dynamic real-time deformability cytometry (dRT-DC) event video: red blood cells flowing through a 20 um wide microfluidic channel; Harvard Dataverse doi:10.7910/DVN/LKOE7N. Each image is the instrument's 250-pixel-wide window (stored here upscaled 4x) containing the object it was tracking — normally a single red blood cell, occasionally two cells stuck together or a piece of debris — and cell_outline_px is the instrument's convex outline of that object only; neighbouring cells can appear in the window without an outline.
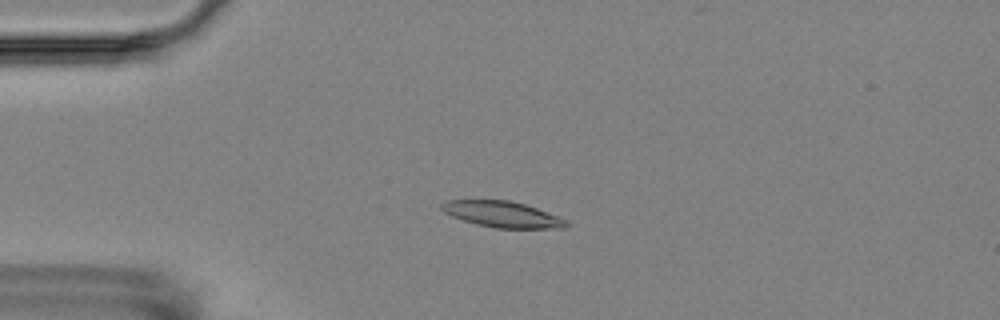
{"species": "Egyptian fruit bat (a non-hibernating species)", "species_latin": "Rousettus aegyptiacus", "temperature_condition": "room temperature", "stored_images_in_passage": 4, "camera_frame_rate_fps": 3000, "um_per_image_px": 0.085, "animal": {"sex": "female"}, "frame": {"image": 1, "passage_image": 3, "time_ms": 3.333, "image_size_px": [1000, 320], "cell_outline_px": [[568, 224], [564, 228], [496, 228], [476, 224], [452, 216], [444, 212], [440, 208], [440, 204], [448, 200], [508, 200], [524, 204], [536, 208], [568, 220]], "centroid_in_image_um": [42.68, 18.21], "position_along_channel_um": 42.3, "area_um2": 18.73}}